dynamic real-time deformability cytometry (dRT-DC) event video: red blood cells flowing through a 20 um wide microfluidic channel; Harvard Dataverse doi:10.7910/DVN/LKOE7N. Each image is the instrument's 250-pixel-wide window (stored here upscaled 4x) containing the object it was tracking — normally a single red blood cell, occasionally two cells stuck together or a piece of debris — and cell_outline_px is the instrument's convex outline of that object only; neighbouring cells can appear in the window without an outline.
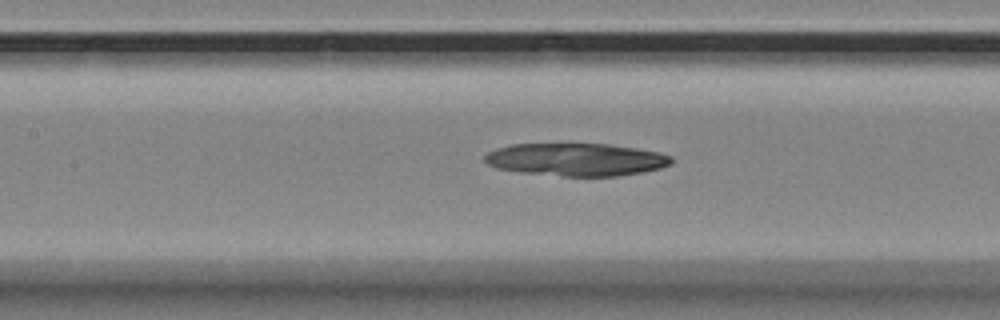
{"species": "Egyptian fruit bat (a non-hibernating species)", "species_latin": "Rousettus aegyptiacus", "temperature_condition": "room temperature", "stored_images_in_passage": 37, "camera_frame_rate_fps": 3000, "um_per_image_px": 0.085, "animal": {"sex": "female"}, "frame": {"image": 1, "passage_image": 9, "time_ms": 2.667, "image_size_px": [1000, 320], "cell_outline_px": [[672, 164], [660, 168], [640, 172], [616, 176], [564, 176], [520, 172], [496, 168], [488, 164], [484, 160], [484, 156], [488, 152], [496, 148], [512, 144], [608, 144], [636, 148], [660, 152], [672, 156]], "centroid_in_image_um": [48.97, 13.56], "position_along_channel_um": 158.4, "area_um2": 35.55}}
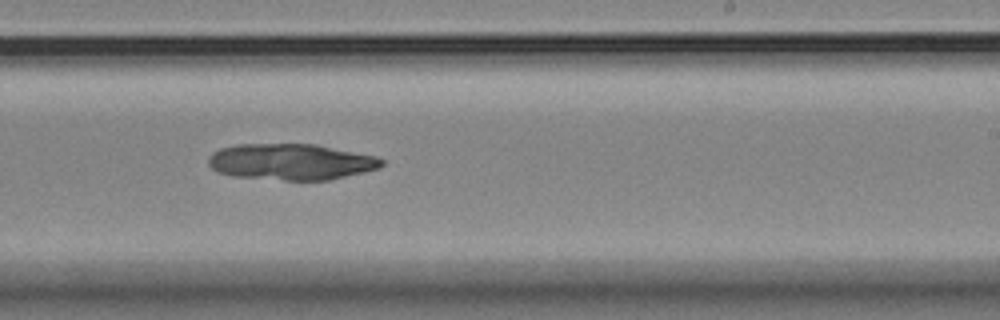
{"frame": {"image": 2, "passage_image": 18, "time_ms": 5.667, "image_size_px": [1000, 320], "cell_outline_px": [[384, 164], [380, 168], [364, 172], [328, 180], [284, 180], [236, 176], [216, 172], [208, 164], [208, 156], [212, 152], [220, 148], [240, 144], [316, 144], [376, 156], [384, 160]], "centroid_in_image_um": [24.74, 13.75], "position_along_channel_um": 264.3, "area_um2": 36.59}}
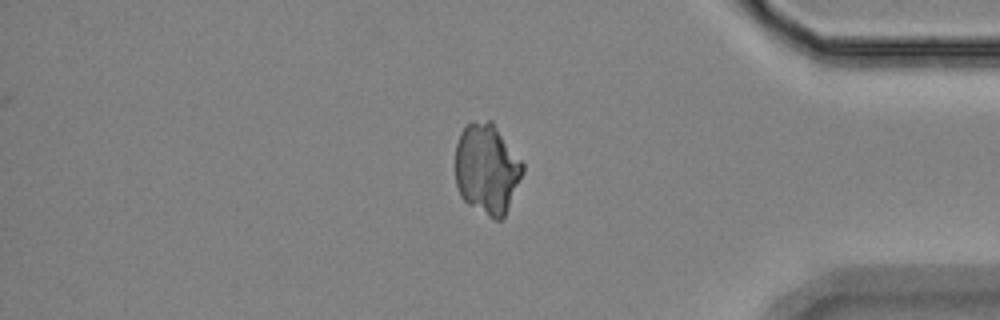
{"frame": {"image": 3, "passage_image": 31, "time_ms": 10.0, "image_size_px": [1000, 320], "cell_outline_px": [[524, 172], [504, 216], [500, 220], [496, 220], [488, 216], [468, 204], [460, 196], [456, 184], [456, 144], [460, 132], [472, 120], [492, 120], [524, 164]], "centroid_in_image_um": [41.38, 14.33], "position_along_channel_um": 393.8, "area_um2": 35.6}}